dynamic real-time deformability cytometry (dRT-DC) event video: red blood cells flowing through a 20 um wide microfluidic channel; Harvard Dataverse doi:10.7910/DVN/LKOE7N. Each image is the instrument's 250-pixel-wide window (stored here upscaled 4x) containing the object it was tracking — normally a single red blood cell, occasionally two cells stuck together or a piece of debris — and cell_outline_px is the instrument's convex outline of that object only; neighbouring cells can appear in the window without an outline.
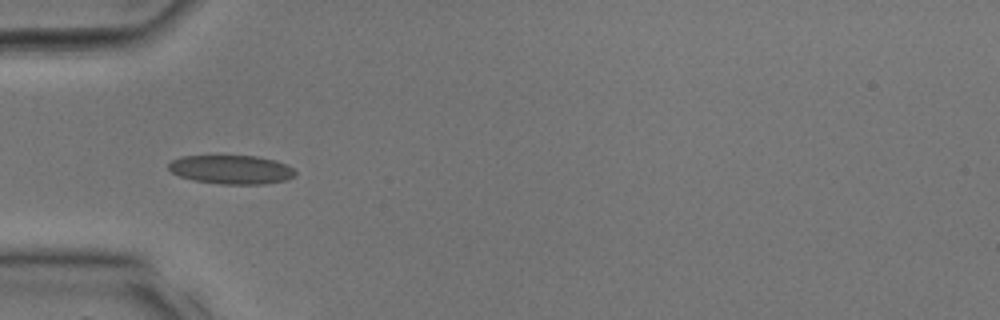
{"species": "common noctule bat (a hibernating species)", "species_latin": "Nyctalus noctula", "temperature_condition": "room temperature", "stored_images_in_passage": 25, "camera_frame_rate_fps": 3000, "um_per_image_px": 0.085, "animal": {"sex": "male", "body_mass_g": 17.9, "forearm_length_mm": 54.2}, "frame": {"image": 1, "passage_image": 4, "time_ms": 1.0, "image_size_px": [1000, 320], "cell_outline_px": [[296, 176], [288, 180], [264, 184], [220, 184], [196, 180], [180, 176], [172, 172], [168, 168], [168, 164], [172, 160], [180, 156], [256, 156], [276, 160], [292, 168], [296, 172]], "centroid_in_image_um": [19.69, 14.41], "position_along_channel_um": 65.3, "area_um2": 21.27}}
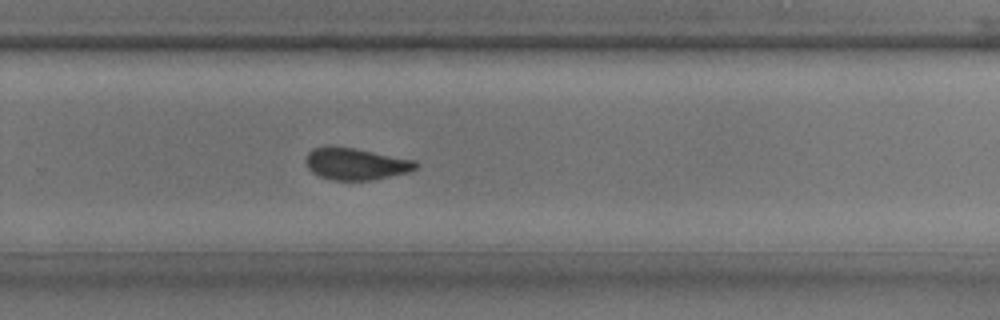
{"frame": {"image": 2, "passage_image": 15, "time_ms": 4.667, "image_size_px": [1000, 320], "cell_outline_px": [[420, 164], [416, 168], [408, 172], [372, 180], [332, 180], [320, 176], [312, 172], [308, 168], [304, 160], [308, 152], [312, 148], [352, 148], [416, 160]], "centroid_in_image_um": [30.26, 13.95], "position_along_channel_um": 299.5, "area_um2": 20.06}}
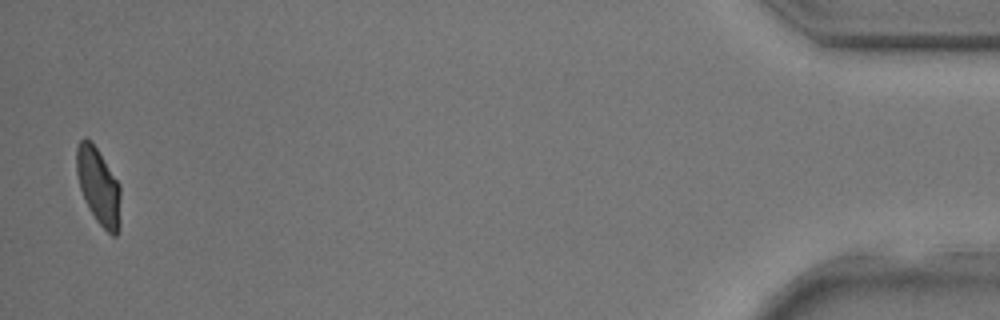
{"frame": {"image": 3, "passage_image": 25, "time_ms": 8.0, "image_size_px": [1000, 320], "cell_outline_px": [[120, 228], [116, 236], [112, 236], [96, 220], [88, 208], [84, 200], [80, 188], [76, 172], [76, 148], [80, 140], [84, 136], [92, 140], [120, 184]], "centroid_in_image_um": [8.37, 15.81], "position_along_channel_um": 426.8, "area_um2": 20.06}}